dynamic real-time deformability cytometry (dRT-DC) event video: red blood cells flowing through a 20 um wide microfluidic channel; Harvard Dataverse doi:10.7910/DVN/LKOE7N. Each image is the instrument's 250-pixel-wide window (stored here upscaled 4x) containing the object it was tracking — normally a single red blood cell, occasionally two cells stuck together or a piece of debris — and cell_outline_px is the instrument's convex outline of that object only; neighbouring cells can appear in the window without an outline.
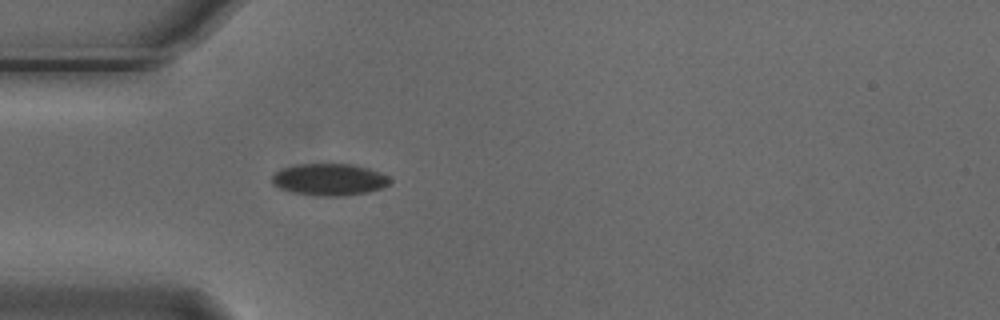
{"species": "Egyptian fruit bat (a non-hibernating species)", "species_latin": "Rousettus aegyptiacus", "temperature_condition": "cold", "stored_images_in_passage": 4, "camera_frame_rate_fps": 3000, "um_per_image_px": 0.085, "animal": {"sex": "male"}, "frame": {"image": 1, "passage_image": 4, "time_ms": 1.0, "image_size_px": [1000, 320], "cell_outline_px": [[392, 180], [388, 184], [380, 188], [368, 192], [344, 196], [316, 196], [292, 192], [280, 188], [272, 184], [272, 176], [280, 168], [296, 164], [352, 164], [368, 168], [380, 172], [388, 176]], "centroid_in_image_um": [27.97, 15.26], "position_along_channel_um": 57.0, "area_um2": 22.02}}